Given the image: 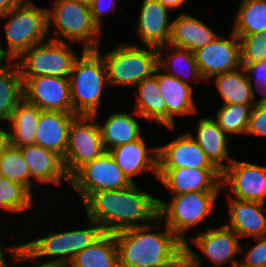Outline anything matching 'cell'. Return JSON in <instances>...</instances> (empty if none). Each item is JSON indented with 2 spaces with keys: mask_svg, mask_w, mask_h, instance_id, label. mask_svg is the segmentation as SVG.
<instances>
[{
  "mask_svg": "<svg viewBox=\"0 0 266 267\" xmlns=\"http://www.w3.org/2000/svg\"><path fill=\"white\" fill-rule=\"evenodd\" d=\"M82 202L87 219L95 221L107 233L144 226L158 217L157 198L135 183L123 189L92 192Z\"/></svg>",
  "mask_w": 266,
  "mask_h": 267,
  "instance_id": "cell-1",
  "label": "cell"
},
{
  "mask_svg": "<svg viewBox=\"0 0 266 267\" xmlns=\"http://www.w3.org/2000/svg\"><path fill=\"white\" fill-rule=\"evenodd\" d=\"M150 224L114 233L119 267H171L184 256V243L165 225Z\"/></svg>",
  "mask_w": 266,
  "mask_h": 267,
  "instance_id": "cell-2",
  "label": "cell"
},
{
  "mask_svg": "<svg viewBox=\"0 0 266 267\" xmlns=\"http://www.w3.org/2000/svg\"><path fill=\"white\" fill-rule=\"evenodd\" d=\"M87 229L52 232L31 242L21 244V252L12 258L15 263L30 259L39 264V257H55L42 265L67 267L76 254L95 242L103 233V229L93 220L88 219ZM37 259V260H36ZM36 260V261H34Z\"/></svg>",
  "mask_w": 266,
  "mask_h": 267,
  "instance_id": "cell-3",
  "label": "cell"
},
{
  "mask_svg": "<svg viewBox=\"0 0 266 267\" xmlns=\"http://www.w3.org/2000/svg\"><path fill=\"white\" fill-rule=\"evenodd\" d=\"M68 79L74 114L98 117L103 89L109 87L102 56L96 50H82Z\"/></svg>",
  "mask_w": 266,
  "mask_h": 267,
  "instance_id": "cell-4",
  "label": "cell"
},
{
  "mask_svg": "<svg viewBox=\"0 0 266 267\" xmlns=\"http://www.w3.org/2000/svg\"><path fill=\"white\" fill-rule=\"evenodd\" d=\"M8 21L4 25L7 49L0 45V56L6 60H16L24 51L46 41L47 8L36 6L30 0H23L0 17Z\"/></svg>",
  "mask_w": 266,
  "mask_h": 267,
  "instance_id": "cell-5",
  "label": "cell"
},
{
  "mask_svg": "<svg viewBox=\"0 0 266 267\" xmlns=\"http://www.w3.org/2000/svg\"><path fill=\"white\" fill-rule=\"evenodd\" d=\"M52 23L56 30L50 40L82 42L83 50H96L100 47L99 35L102 30L93 21L90 6L76 0H55L53 9H47L48 33Z\"/></svg>",
  "mask_w": 266,
  "mask_h": 267,
  "instance_id": "cell-6",
  "label": "cell"
},
{
  "mask_svg": "<svg viewBox=\"0 0 266 267\" xmlns=\"http://www.w3.org/2000/svg\"><path fill=\"white\" fill-rule=\"evenodd\" d=\"M136 44L120 43L117 48L101 53L106 69L109 86L134 87L145 78L152 76L158 67V49Z\"/></svg>",
  "mask_w": 266,
  "mask_h": 267,
  "instance_id": "cell-7",
  "label": "cell"
},
{
  "mask_svg": "<svg viewBox=\"0 0 266 267\" xmlns=\"http://www.w3.org/2000/svg\"><path fill=\"white\" fill-rule=\"evenodd\" d=\"M219 191H196L173 195L170 202L157 198L156 223L165 225L183 242L187 241L186 230L206 218L215 208Z\"/></svg>",
  "mask_w": 266,
  "mask_h": 267,
  "instance_id": "cell-8",
  "label": "cell"
},
{
  "mask_svg": "<svg viewBox=\"0 0 266 267\" xmlns=\"http://www.w3.org/2000/svg\"><path fill=\"white\" fill-rule=\"evenodd\" d=\"M68 42L47 39L24 51L16 60L21 77L55 76L68 78L79 57Z\"/></svg>",
  "mask_w": 266,
  "mask_h": 267,
  "instance_id": "cell-9",
  "label": "cell"
},
{
  "mask_svg": "<svg viewBox=\"0 0 266 267\" xmlns=\"http://www.w3.org/2000/svg\"><path fill=\"white\" fill-rule=\"evenodd\" d=\"M96 119L95 116L77 115L71 121L66 153L62 158L69 177L85 163L93 161L106 151Z\"/></svg>",
  "mask_w": 266,
  "mask_h": 267,
  "instance_id": "cell-10",
  "label": "cell"
},
{
  "mask_svg": "<svg viewBox=\"0 0 266 267\" xmlns=\"http://www.w3.org/2000/svg\"><path fill=\"white\" fill-rule=\"evenodd\" d=\"M133 183L117 166L110 152L105 151L93 161L80 167L70 177L69 185L84 201L92 192L123 189Z\"/></svg>",
  "mask_w": 266,
  "mask_h": 267,
  "instance_id": "cell-11",
  "label": "cell"
},
{
  "mask_svg": "<svg viewBox=\"0 0 266 267\" xmlns=\"http://www.w3.org/2000/svg\"><path fill=\"white\" fill-rule=\"evenodd\" d=\"M227 185L234 198L266 203V166L234 160L221 172V186Z\"/></svg>",
  "mask_w": 266,
  "mask_h": 267,
  "instance_id": "cell-12",
  "label": "cell"
},
{
  "mask_svg": "<svg viewBox=\"0 0 266 267\" xmlns=\"http://www.w3.org/2000/svg\"><path fill=\"white\" fill-rule=\"evenodd\" d=\"M23 98L43 111L74 113L68 78L22 77Z\"/></svg>",
  "mask_w": 266,
  "mask_h": 267,
  "instance_id": "cell-13",
  "label": "cell"
},
{
  "mask_svg": "<svg viewBox=\"0 0 266 267\" xmlns=\"http://www.w3.org/2000/svg\"><path fill=\"white\" fill-rule=\"evenodd\" d=\"M194 56L205 81L215 75L237 70L241 67L238 36L233 32L229 38L218 35L207 46L195 51Z\"/></svg>",
  "mask_w": 266,
  "mask_h": 267,
  "instance_id": "cell-14",
  "label": "cell"
},
{
  "mask_svg": "<svg viewBox=\"0 0 266 267\" xmlns=\"http://www.w3.org/2000/svg\"><path fill=\"white\" fill-rule=\"evenodd\" d=\"M157 178L173 194L220 191L221 172L217 168L158 169Z\"/></svg>",
  "mask_w": 266,
  "mask_h": 267,
  "instance_id": "cell-15",
  "label": "cell"
},
{
  "mask_svg": "<svg viewBox=\"0 0 266 267\" xmlns=\"http://www.w3.org/2000/svg\"><path fill=\"white\" fill-rule=\"evenodd\" d=\"M239 238L225 224L217 229L210 227L205 232L192 237L191 241L214 265L220 267L230 262L231 267H234L239 264L236 256L244 250L239 243Z\"/></svg>",
  "mask_w": 266,
  "mask_h": 267,
  "instance_id": "cell-16",
  "label": "cell"
},
{
  "mask_svg": "<svg viewBox=\"0 0 266 267\" xmlns=\"http://www.w3.org/2000/svg\"><path fill=\"white\" fill-rule=\"evenodd\" d=\"M154 75L157 77L159 90L166 104V128L174 130L175 115L195 114L198 111L193 100L194 87L165 73L159 67L156 68Z\"/></svg>",
  "mask_w": 266,
  "mask_h": 267,
  "instance_id": "cell-17",
  "label": "cell"
},
{
  "mask_svg": "<svg viewBox=\"0 0 266 267\" xmlns=\"http://www.w3.org/2000/svg\"><path fill=\"white\" fill-rule=\"evenodd\" d=\"M158 169L216 168L189 133L157 147Z\"/></svg>",
  "mask_w": 266,
  "mask_h": 267,
  "instance_id": "cell-18",
  "label": "cell"
},
{
  "mask_svg": "<svg viewBox=\"0 0 266 267\" xmlns=\"http://www.w3.org/2000/svg\"><path fill=\"white\" fill-rule=\"evenodd\" d=\"M19 149L30 170L32 195V187L35 188L34 181L41 184L53 183L57 186H61L62 181L70 184V177L65 171L60 155L36 144L23 146Z\"/></svg>",
  "mask_w": 266,
  "mask_h": 267,
  "instance_id": "cell-19",
  "label": "cell"
},
{
  "mask_svg": "<svg viewBox=\"0 0 266 267\" xmlns=\"http://www.w3.org/2000/svg\"><path fill=\"white\" fill-rule=\"evenodd\" d=\"M141 3L136 32L142 43L157 49L168 46L172 26L169 9L157 0H143Z\"/></svg>",
  "mask_w": 266,
  "mask_h": 267,
  "instance_id": "cell-20",
  "label": "cell"
},
{
  "mask_svg": "<svg viewBox=\"0 0 266 267\" xmlns=\"http://www.w3.org/2000/svg\"><path fill=\"white\" fill-rule=\"evenodd\" d=\"M116 162L117 166L129 179L133 181V176L151 170L158 176V149L157 147H147L142 136L133 141L108 150Z\"/></svg>",
  "mask_w": 266,
  "mask_h": 267,
  "instance_id": "cell-21",
  "label": "cell"
},
{
  "mask_svg": "<svg viewBox=\"0 0 266 267\" xmlns=\"http://www.w3.org/2000/svg\"><path fill=\"white\" fill-rule=\"evenodd\" d=\"M74 113L41 110L36 129L35 144L54 151L62 158L68 143V130Z\"/></svg>",
  "mask_w": 266,
  "mask_h": 267,
  "instance_id": "cell-22",
  "label": "cell"
},
{
  "mask_svg": "<svg viewBox=\"0 0 266 267\" xmlns=\"http://www.w3.org/2000/svg\"><path fill=\"white\" fill-rule=\"evenodd\" d=\"M229 219L225 223L240 238L253 236L252 238L266 235L265 204L254 201L228 198Z\"/></svg>",
  "mask_w": 266,
  "mask_h": 267,
  "instance_id": "cell-23",
  "label": "cell"
},
{
  "mask_svg": "<svg viewBox=\"0 0 266 267\" xmlns=\"http://www.w3.org/2000/svg\"><path fill=\"white\" fill-rule=\"evenodd\" d=\"M189 134L220 172L233 161L228 148L231 138L219 128L212 117L200 118L196 128V135ZM223 161L227 162V164L225 165Z\"/></svg>",
  "mask_w": 266,
  "mask_h": 267,
  "instance_id": "cell-24",
  "label": "cell"
},
{
  "mask_svg": "<svg viewBox=\"0 0 266 267\" xmlns=\"http://www.w3.org/2000/svg\"><path fill=\"white\" fill-rule=\"evenodd\" d=\"M218 35L201 20L182 13L172 21L169 44L194 53L207 46Z\"/></svg>",
  "mask_w": 266,
  "mask_h": 267,
  "instance_id": "cell-25",
  "label": "cell"
},
{
  "mask_svg": "<svg viewBox=\"0 0 266 267\" xmlns=\"http://www.w3.org/2000/svg\"><path fill=\"white\" fill-rule=\"evenodd\" d=\"M41 109L24 98L16 105L10 119V145L23 147L35 144Z\"/></svg>",
  "mask_w": 266,
  "mask_h": 267,
  "instance_id": "cell-26",
  "label": "cell"
},
{
  "mask_svg": "<svg viewBox=\"0 0 266 267\" xmlns=\"http://www.w3.org/2000/svg\"><path fill=\"white\" fill-rule=\"evenodd\" d=\"M213 78L224 102L223 105H255L258 102L254 101L256 90L250 86L247 73L242 66L237 70L215 75Z\"/></svg>",
  "mask_w": 266,
  "mask_h": 267,
  "instance_id": "cell-27",
  "label": "cell"
},
{
  "mask_svg": "<svg viewBox=\"0 0 266 267\" xmlns=\"http://www.w3.org/2000/svg\"><path fill=\"white\" fill-rule=\"evenodd\" d=\"M172 47L171 53L165 52L167 46L158 48V67L165 73L190 85V80H204L198 69L194 53L186 48ZM164 49V50H163Z\"/></svg>",
  "mask_w": 266,
  "mask_h": 267,
  "instance_id": "cell-28",
  "label": "cell"
},
{
  "mask_svg": "<svg viewBox=\"0 0 266 267\" xmlns=\"http://www.w3.org/2000/svg\"><path fill=\"white\" fill-rule=\"evenodd\" d=\"M99 127L106 151L133 142L142 136L139 122L132 114L124 111L111 113Z\"/></svg>",
  "mask_w": 266,
  "mask_h": 267,
  "instance_id": "cell-29",
  "label": "cell"
},
{
  "mask_svg": "<svg viewBox=\"0 0 266 267\" xmlns=\"http://www.w3.org/2000/svg\"><path fill=\"white\" fill-rule=\"evenodd\" d=\"M119 267L114 233L104 232L95 242L76 254L67 267Z\"/></svg>",
  "mask_w": 266,
  "mask_h": 267,
  "instance_id": "cell-30",
  "label": "cell"
},
{
  "mask_svg": "<svg viewBox=\"0 0 266 267\" xmlns=\"http://www.w3.org/2000/svg\"><path fill=\"white\" fill-rule=\"evenodd\" d=\"M5 61L0 63V120L8 123L23 99V80L16 60H8L9 65Z\"/></svg>",
  "mask_w": 266,
  "mask_h": 267,
  "instance_id": "cell-31",
  "label": "cell"
},
{
  "mask_svg": "<svg viewBox=\"0 0 266 267\" xmlns=\"http://www.w3.org/2000/svg\"><path fill=\"white\" fill-rule=\"evenodd\" d=\"M138 89L137 106L134 114L143 119H150L156 124L166 127V104L159 90L157 77L152 76L145 78L135 86Z\"/></svg>",
  "mask_w": 266,
  "mask_h": 267,
  "instance_id": "cell-32",
  "label": "cell"
},
{
  "mask_svg": "<svg viewBox=\"0 0 266 267\" xmlns=\"http://www.w3.org/2000/svg\"><path fill=\"white\" fill-rule=\"evenodd\" d=\"M234 17L233 33L238 37L266 31V0H241Z\"/></svg>",
  "mask_w": 266,
  "mask_h": 267,
  "instance_id": "cell-33",
  "label": "cell"
},
{
  "mask_svg": "<svg viewBox=\"0 0 266 267\" xmlns=\"http://www.w3.org/2000/svg\"><path fill=\"white\" fill-rule=\"evenodd\" d=\"M253 106L243 104L222 105L215 115L216 119L213 120L228 137L231 134L245 135Z\"/></svg>",
  "mask_w": 266,
  "mask_h": 267,
  "instance_id": "cell-34",
  "label": "cell"
},
{
  "mask_svg": "<svg viewBox=\"0 0 266 267\" xmlns=\"http://www.w3.org/2000/svg\"><path fill=\"white\" fill-rule=\"evenodd\" d=\"M33 195L21 184L0 175V209L8 213H17L31 209Z\"/></svg>",
  "mask_w": 266,
  "mask_h": 267,
  "instance_id": "cell-35",
  "label": "cell"
},
{
  "mask_svg": "<svg viewBox=\"0 0 266 267\" xmlns=\"http://www.w3.org/2000/svg\"><path fill=\"white\" fill-rule=\"evenodd\" d=\"M0 175L21 184L31 193L30 170L18 147L10 145L0 157Z\"/></svg>",
  "mask_w": 266,
  "mask_h": 267,
  "instance_id": "cell-36",
  "label": "cell"
},
{
  "mask_svg": "<svg viewBox=\"0 0 266 267\" xmlns=\"http://www.w3.org/2000/svg\"><path fill=\"white\" fill-rule=\"evenodd\" d=\"M241 65L263 61L266 58V31L238 37Z\"/></svg>",
  "mask_w": 266,
  "mask_h": 267,
  "instance_id": "cell-37",
  "label": "cell"
},
{
  "mask_svg": "<svg viewBox=\"0 0 266 267\" xmlns=\"http://www.w3.org/2000/svg\"><path fill=\"white\" fill-rule=\"evenodd\" d=\"M248 76L250 86L253 88V82L255 83L254 89L261 92L262 96L259 97V102H266V58L263 61L254 63H248L247 65H241ZM255 76H250V75Z\"/></svg>",
  "mask_w": 266,
  "mask_h": 267,
  "instance_id": "cell-38",
  "label": "cell"
},
{
  "mask_svg": "<svg viewBox=\"0 0 266 267\" xmlns=\"http://www.w3.org/2000/svg\"><path fill=\"white\" fill-rule=\"evenodd\" d=\"M257 243L246 251L242 267H266V235L254 238Z\"/></svg>",
  "mask_w": 266,
  "mask_h": 267,
  "instance_id": "cell-39",
  "label": "cell"
},
{
  "mask_svg": "<svg viewBox=\"0 0 266 267\" xmlns=\"http://www.w3.org/2000/svg\"><path fill=\"white\" fill-rule=\"evenodd\" d=\"M266 136V102H257L251 109L246 135Z\"/></svg>",
  "mask_w": 266,
  "mask_h": 267,
  "instance_id": "cell-40",
  "label": "cell"
},
{
  "mask_svg": "<svg viewBox=\"0 0 266 267\" xmlns=\"http://www.w3.org/2000/svg\"><path fill=\"white\" fill-rule=\"evenodd\" d=\"M116 3V0H93L92 4L90 5L92 19L100 30H102L101 16H103L105 13H110L116 10Z\"/></svg>",
  "mask_w": 266,
  "mask_h": 267,
  "instance_id": "cell-41",
  "label": "cell"
},
{
  "mask_svg": "<svg viewBox=\"0 0 266 267\" xmlns=\"http://www.w3.org/2000/svg\"><path fill=\"white\" fill-rule=\"evenodd\" d=\"M188 240L184 243V257L186 259L185 267H201V258L199 253L192 250L188 244Z\"/></svg>",
  "mask_w": 266,
  "mask_h": 267,
  "instance_id": "cell-42",
  "label": "cell"
},
{
  "mask_svg": "<svg viewBox=\"0 0 266 267\" xmlns=\"http://www.w3.org/2000/svg\"><path fill=\"white\" fill-rule=\"evenodd\" d=\"M2 248L4 250H2ZM3 251H5L6 253L8 252L10 255H12L13 258H15L21 252V244L8 247L3 246L2 243H0V267H6L8 265Z\"/></svg>",
  "mask_w": 266,
  "mask_h": 267,
  "instance_id": "cell-43",
  "label": "cell"
},
{
  "mask_svg": "<svg viewBox=\"0 0 266 267\" xmlns=\"http://www.w3.org/2000/svg\"><path fill=\"white\" fill-rule=\"evenodd\" d=\"M23 0H0V17L9 12Z\"/></svg>",
  "mask_w": 266,
  "mask_h": 267,
  "instance_id": "cell-44",
  "label": "cell"
},
{
  "mask_svg": "<svg viewBox=\"0 0 266 267\" xmlns=\"http://www.w3.org/2000/svg\"><path fill=\"white\" fill-rule=\"evenodd\" d=\"M10 146V133L9 130L6 132L3 128L0 127V157Z\"/></svg>",
  "mask_w": 266,
  "mask_h": 267,
  "instance_id": "cell-45",
  "label": "cell"
},
{
  "mask_svg": "<svg viewBox=\"0 0 266 267\" xmlns=\"http://www.w3.org/2000/svg\"><path fill=\"white\" fill-rule=\"evenodd\" d=\"M169 10H174L182 7L187 0H157Z\"/></svg>",
  "mask_w": 266,
  "mask_h": 267,
  "instance_id": "cell-46",
  "label": "cell"
},
{
  "mask_svg": "<svg viewBox=\"0 0 266 267\" xmlns=\"http://www.w3.org/2000/svg\"><path fill=\"white\" fill-rule=\"evenodd\" d=\"M186 259L183 256L175 265L171 266V267H185L186 264Z\"/></svg>",
  "mask_w": 266,
  "mask_h": 267,
  "instance_id": "cell-47",
  "label": "cell"
},
{
  "mask_svg": "<svg viewBox=\"0 0 266 267\" xmlns=\"http://www.w3.org/2000/svg\"><path fill=\"white\" fill-rule=\"evenodd\" d=\"M76 1L83 3V4H86L88 6H90L93 2V0H76Z\"/></svg>",
  "mask_w": 266,
  "mask_h": 267,
  "instance_id": "cell-48",
  "label": "cell"
},
{
  "mask_svg": "<svg viewBox=\"0 0 266 267\" xmlns=\"http://www.w3.org/2000/svg\"><path fill=\"white\" fill-rule=\"evenodd\" d=\"M6 267H9V264L6 266ZM33 267H57V266H51V265H42V264H37Z\"/></svg>",
  "mask_w": 266,
  "mask_h": 267,
  "instance_id": "cell-49",
  "label": "cell"
},
{
  "mask_svg": "<svg viewBox=\"0 0 266 267\" xmlns=\"http://www.w3.org/2000/svg\"><path fill=\"white\" fill-rule=\"evenodd\" d=\"M3 61H4V59L0 56V63L3 62Z\"/></svg>",
  "mask_w": 266,
  "mask_h": 267,
  "instance_id": "cell-50",
  "label": "cell"
},
{
  "mask_svg": "<svg viewBox=\"0 0 266 267\" xmlns=\"http://www.w3.org/2000/svg\"><path fill=\"white\" fill-rule=\"evenodd\" d=\"M234 267H242L240 264L235 265Z\"/></svg>",
  "mask_w": 266,
  "mask_h": 267,
  "instance_id": "cell-51",
  "label": "cell"
}]
</instances>
